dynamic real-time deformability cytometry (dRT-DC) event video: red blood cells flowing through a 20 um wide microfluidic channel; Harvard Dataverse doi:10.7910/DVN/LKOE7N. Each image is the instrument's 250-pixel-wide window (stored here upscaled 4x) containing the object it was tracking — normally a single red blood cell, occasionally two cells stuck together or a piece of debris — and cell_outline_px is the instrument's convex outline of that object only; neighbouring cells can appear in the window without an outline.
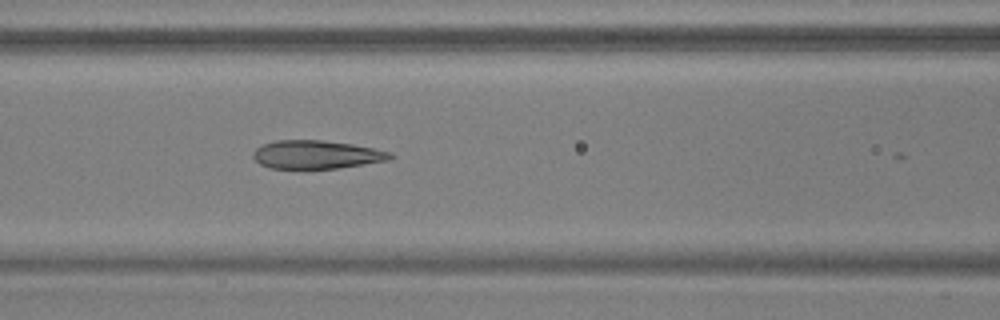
{"species": "common noctule bat (a hibernating species)", "species_latin": "Nyctalus noctula", "temperature_condition": "warm", "stored_images_in_passage": 23, "camera_frame_rate_fps": 3000, "um_per_image_px": 0.085, "animal": {"sex": "male", "body_mass_g": 17.9, "forearm_length_mm": 54.2}, "frame": {"image": 1, "passage_image": 22, "time_ms": 7.0, "image_size_px": [1000, 320], "cell_outline_px": [[396, 156], [388, 160], [340, 168], [268, 168], [260, 164], [252, 156], [252, 152], [256, 148], [264, 144], [276, 140], [324, 140], [352, 144], [392, 152]], "centroid_in_image_um": [26.9, 13.14], "position_along_channel_um": 139.7, "area_um2": 22.66}}